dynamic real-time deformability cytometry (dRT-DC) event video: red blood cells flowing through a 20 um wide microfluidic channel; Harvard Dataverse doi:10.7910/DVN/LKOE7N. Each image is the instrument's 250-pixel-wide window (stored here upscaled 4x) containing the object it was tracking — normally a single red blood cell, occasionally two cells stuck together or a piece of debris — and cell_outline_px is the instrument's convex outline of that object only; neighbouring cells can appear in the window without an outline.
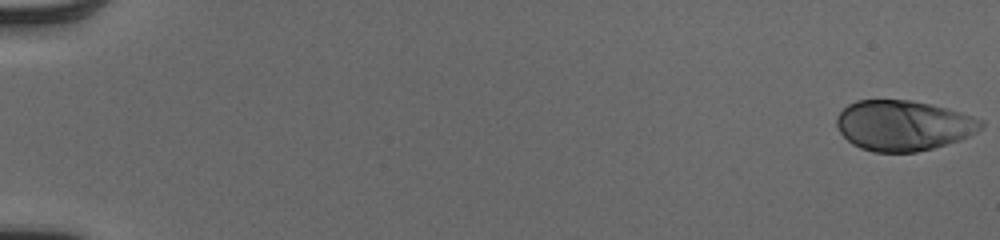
{"species": "human", "species_latin": "Homo sapiens", "temperature_condition": "cold", "stored_images_in_passage": 52, "camera_frame_rate_fps": 3000, "um_per_image_px": 0.085, "donor": {"sex": "male"}, "frame": {"image": 1, "passage_image": 1, "time_ms": 0.0, "image_size_px": [1000, 240], "cell_outline_px": [[984, 124], [976, 132], [960, 140], [932, 148], [916, 152], [872, 152], [860, 148], [852, 144], [840, 132], [836, 124], [836, 116], [848, 104], [856, 100], [912, 100], [944, 108], [984, 120]], "centroid_in_image_um": [76.74, 10.67], "position_along_channel_um": 8.3, "area_um2": 42.14}}
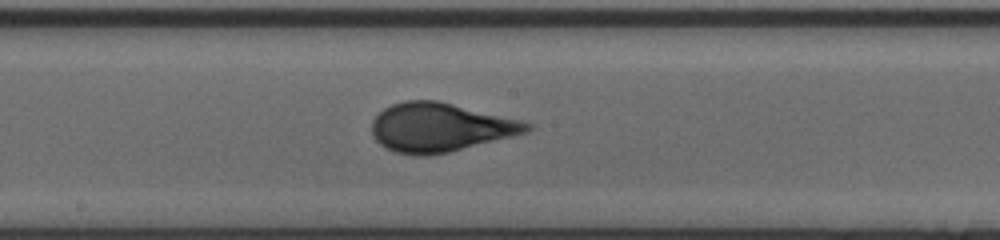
{"frame": {"image": 2, "passage_image": 30, "time_ms": 9.667, "image_size_px": [1000, 240], "cell_outline_px": [[532, 128], [528, 132], [448, 152], [428, 156], [416, 156], [396, 152], [380, 144], [372, 136], [372, 120], [384, 108], [392, 104], [404, 100], [440, 100], [524, 120], [532, 124]], "centroid_in_image_um": [37.43, 10.81], "position_along_channel_um": 210.8, "area_um2": 44.39}}
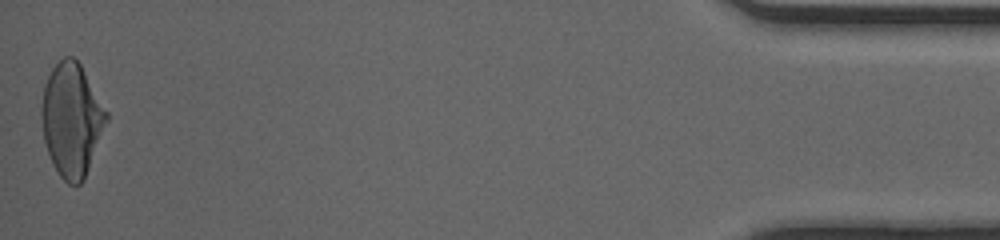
{"frame": {"image": 3, "passage_image": 52, "time_ms": 17.0, "image_size_px": [1000, 240], "cell_outline_px": [[108, 120], [84, 180], [80, 184], [68, 184], [60, 176], [52, 164], [44, 140], [40, 116], [40, 108], [44, 84], [52, 68], [64, 56], [72, 56], [80, 64], [108, 112]], "centroid_in_image_um": [6.08, 10.18], "position_along_channel_um": 429.1, "area_um2": 42.89}, "authors_computed_cell_mechanics": {"area_um2": 42.3096, "velocity_mm_per_s": 4.0902, "shape_relaxation_time_tau1_ms": 3.3331, "shape_relaxation_time_tau2_ms": null, "deformation_change_tau1": 0.1721, "deformation_change_tau2": null}}